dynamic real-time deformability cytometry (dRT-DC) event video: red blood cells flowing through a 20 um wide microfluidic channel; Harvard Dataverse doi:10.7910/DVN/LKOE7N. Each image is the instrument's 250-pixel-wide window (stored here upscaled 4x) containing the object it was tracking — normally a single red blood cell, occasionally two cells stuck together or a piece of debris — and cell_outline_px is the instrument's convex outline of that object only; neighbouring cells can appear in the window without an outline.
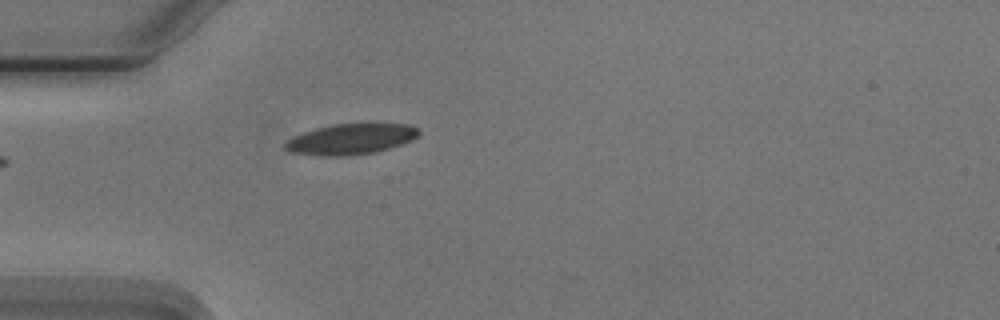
{"species": "Egyptian fruit bat (a non-hibernating species)", "species_latin": "Rousettus aegyptiacus", "temperature_condition": "cold", "stored_images_in_passage": 5, "camera_frame_rate_fps": 3000, "um_per_image_px": 0.085, "animal": {"sex": "male"}, "frame": {"image": 1, "passage_image": 5, "time_ms": 4.667, "image_size_px": [1000, 320], "cell_outline_px": [[420, 132], [412, 140], [376, 152], [348, 156], [320, 156], [288, 152], [284, 148], [284, 144], [288, 140], [304, 132], [316, 128], [332, 124], [412, 124], [420, 128]], "centroid_in_image_um": [29.82, 11.83], "position_along_channel_um": 55.2, "area_um2": 23.87}}